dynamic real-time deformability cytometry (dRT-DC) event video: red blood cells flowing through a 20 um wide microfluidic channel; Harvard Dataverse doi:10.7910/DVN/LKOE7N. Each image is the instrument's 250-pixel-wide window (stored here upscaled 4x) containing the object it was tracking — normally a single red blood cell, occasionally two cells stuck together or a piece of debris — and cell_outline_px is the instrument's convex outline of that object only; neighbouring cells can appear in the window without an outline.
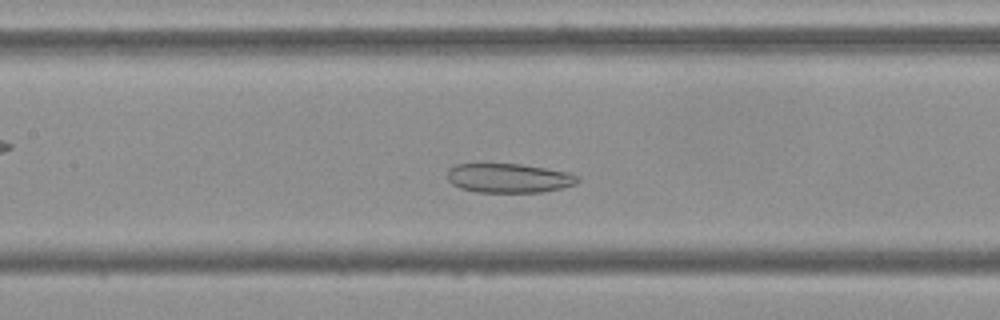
{"species": "Egyptian fruit bat (a non-hibernating species)", "species_latin": "Rousettus aegyptiacus", "temperature_condition": "cold", "stored_images_in_passage": 48, "camera_frame_rate_fps": 3000, "um_per_image_px": 0.085, "frame": {"image": 1, "passage_image": 19, "time_ms": 6.0, "image_size_px": [1000, 320], "cell_outline_px": [[580, 180], [576, 184], [560, 188], [540, 192], [476, 192], [460, 188], [452, 184], [448, 180], [448, 168], [456, 164], [520, 164], [572, 172], [580, 176]], "centroid_in_image_um": [43.28, 15.13], "position_along_channel_um": 164.1, "area_um2": 22.37}}
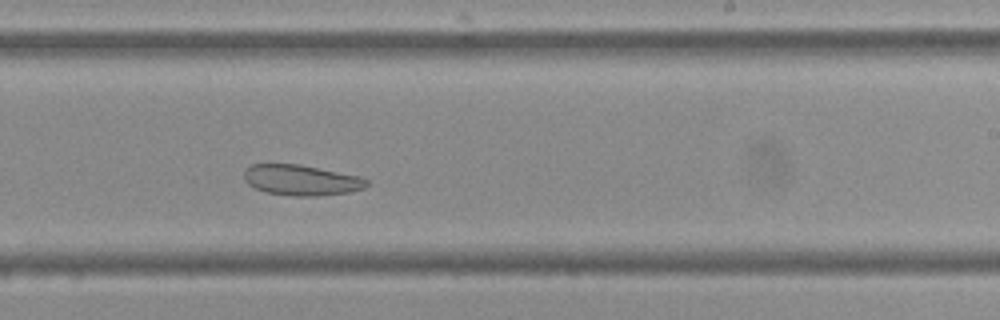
{"frame": {"image": 2, "passage_image": 27, "time_ms": 8.667, "image_size_px": [1000, 320], "cell_outline_px": [[368, 184], [364, 188], [348, 192], [316, 196], [292, 196], [268, 192], [256, 188], [248, 184], [244, 180], [244, 172], [252, 164], [300, 164], [360, 176], [368, 180]], "centroid_in_image_um": [25.62, 15.3], "position_along_channel_um": 263.4, "area_um2": 21.73}}
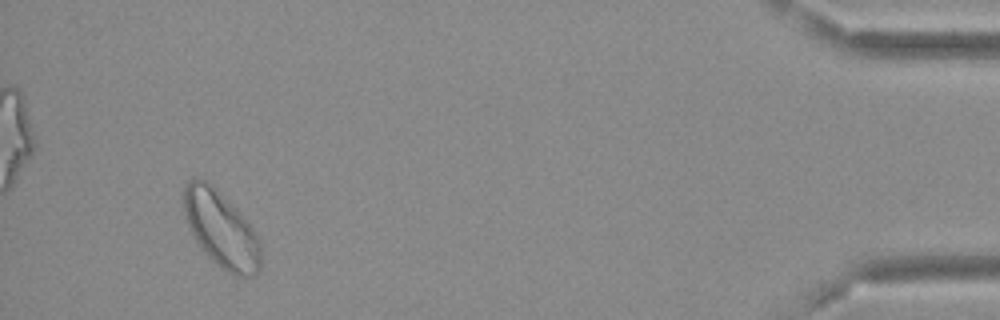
{"frame": {"image": 3, "passage_image": 45, "time_ms": 14.667, "image_size_px": [1000, 320], "cell_outline_px": [[260, 268], [256, 276], [236, 276], [228, 272], [212, 260], [204, 252], [196, 240], [188, 224], [184, 212], [184, 188], [188, 180], [192, 176], [208, 180], [240, 212], [252, 228], [260, 244]], "centroid_in_image_um": [18.78, 19.46], "position_along_channel_um": 416.4, "area_um2": 33.99}, "authors_computed_cell_mechanics": {"area_um2": 28.4665, "velocity_mm_per_s": 3.7388, "shape_relaxation_time_tau1_ms": null, "shape_relaxation_time_tau2_ms": 5.5269, "deformation_change_tau1": null, "deformation_change_tau2": 0.0984}}